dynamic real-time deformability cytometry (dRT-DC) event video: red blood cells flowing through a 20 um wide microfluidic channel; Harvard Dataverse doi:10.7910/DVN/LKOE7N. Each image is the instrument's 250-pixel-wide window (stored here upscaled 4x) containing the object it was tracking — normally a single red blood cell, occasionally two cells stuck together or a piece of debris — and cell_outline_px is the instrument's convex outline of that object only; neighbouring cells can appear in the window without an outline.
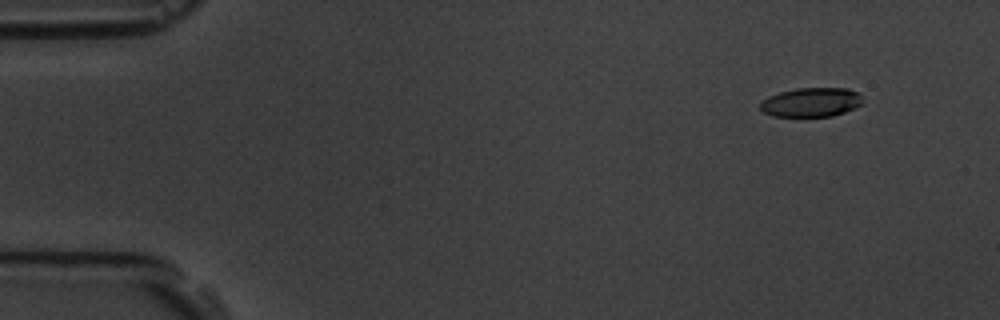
{"species": "common noctule bat (a hibernating species)", "species_latin": "Nyctalus noctula", "temperature_condition": "room temperature", "stored_images_in_passage": 6, "camera_frame_rate_fps": 3000, "um_per_image_px": 0.085, "animal": {"sex": "male", "body_mass_g": 19.5, "forearm_length_mm": 54.6}, "frame": {"image": 1, "passage_image": 2, "time_ms": 1.0, "image_size_px": [1000, 320], "cell_outline_px": [[864, 104], [844, 112], [832, 116], [772, 116], [764, 112], [760, 108], [760, 104], [768, 96], [780, 92], [796, 88], [848, 88], [856, 92], [864, 100]], "centroid_in_image_um": [68.98, 8.69], "position_along_channel_um": 16.0, "area_um2": 17.4}}
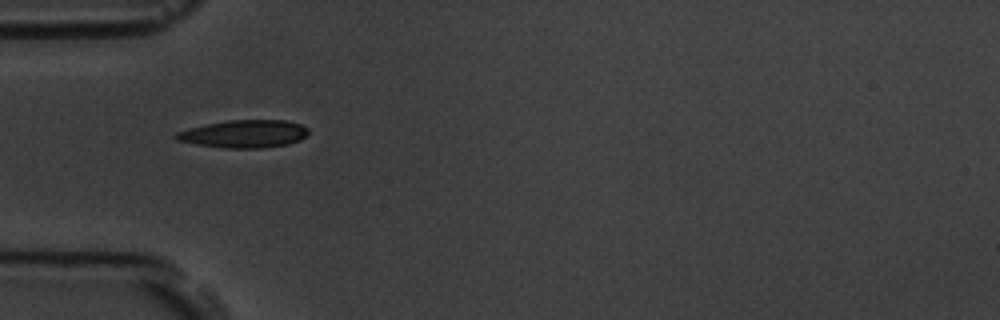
{"frame": {"image": 2, "passage_image": 5, "time_ms": 5.333, "image_size_px": [1000, 320], "cell_outline_px": [[308, 132], [300, 140], [288, 144], [260, 148], [220, 148], [196, 144], [176, 140], [172, 136], [176, 132], [188, 128], [228, 120], [284, 120], [300, 124], [308, 128]], "centroid_in_image_um": [20.71, 11.38], "position_along_channel_um": 64.3, "area_um2": 21.39}}
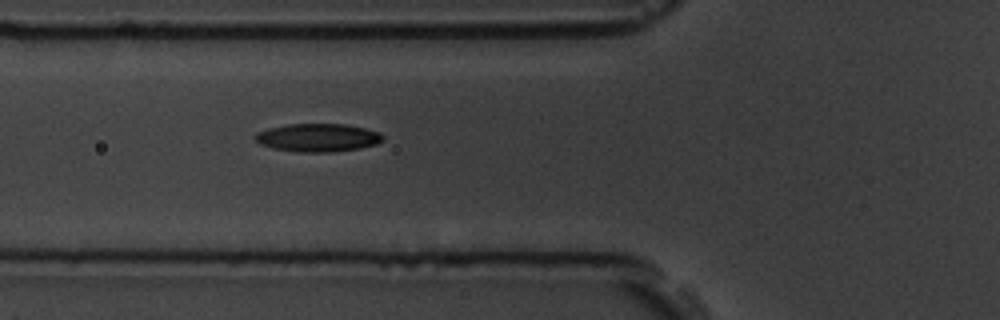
{"frame": {"image": 3, "passage_image": 6, "time_ms": 6.333, "image_size_px": [1000, 320], "cell_outline_px": [[384, 140], [376, 144], [360, 148], [332, 152], [296, 152], [272, 148], [260, 144], [252, 136], [256, 132], [268, 128], [288, 124], [344, 124], [364, 128], [380, 132], [384, 136]], "centroid_in_image_um": [27.0, 11.7], "position_along_channel_um": 98.8, "area_um2": 21.1}}